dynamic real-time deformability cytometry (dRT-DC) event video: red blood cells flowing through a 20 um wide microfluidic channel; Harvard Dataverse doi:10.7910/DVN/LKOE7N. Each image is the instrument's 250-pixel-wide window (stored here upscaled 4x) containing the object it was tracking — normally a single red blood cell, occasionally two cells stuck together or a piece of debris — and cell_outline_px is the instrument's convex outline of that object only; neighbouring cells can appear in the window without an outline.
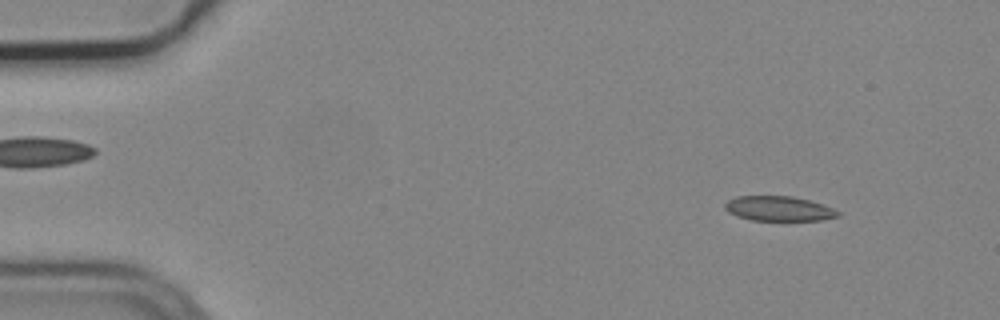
{"species": "common noctule bat (a hibernating species)", "species_latin": "Nyctalus noctula", "temperature_condition": "cold", "stored_images_in_passage": 4, "camera_frame_rate_fps": 3000, "um_per_image_px": 0.085, "animal": {"sex": "male", "body_mass_g": 19.2, "forearm_length_mm": 51.8}, "frame": {"image": 1, "passage_image": 1, "time_ms": 0.0, "image_size_px": [1000, 320], "cell_outline_px": [[840, 216], [824, 220], [752, 220], [736, 216], [728, 212], [724, 208], [724, 204], [728, 200], [736, 196], [792, 196], [808, 200], [832, 208], [840, 212]], "centroid_in_image_um": [66.17, 17.73], "position_along_channel_um": 18.8, "area_um2": 16.3}}
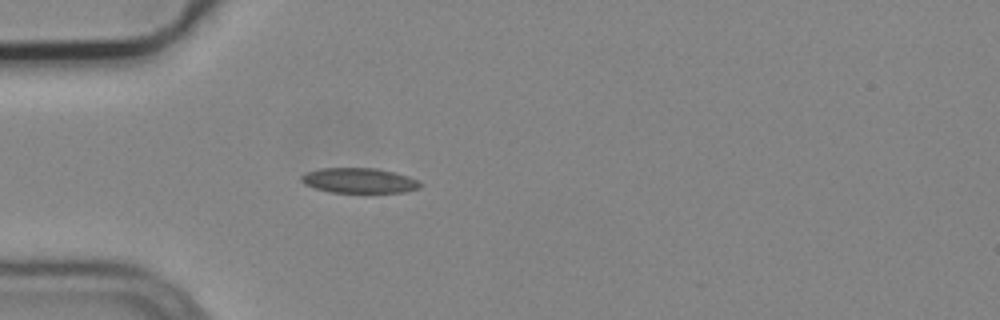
{"frame": {"image": 2, "passage_image": 4, "time_ms": 1.0, "image_size_px": [1000, 320], "cell_outline_px": [[424, 184], [420, 188], [404, 192], [332, 192], [316, 188], [304, 184], [300, 180], [300, 176], [308, 172], [320, 168], [376, 168], [396, 172], [408, 176]], "centroid_in_image_um": [30.55, 15.34], "position_along_channel_um": 54.4, "area_um2": 17.34}}